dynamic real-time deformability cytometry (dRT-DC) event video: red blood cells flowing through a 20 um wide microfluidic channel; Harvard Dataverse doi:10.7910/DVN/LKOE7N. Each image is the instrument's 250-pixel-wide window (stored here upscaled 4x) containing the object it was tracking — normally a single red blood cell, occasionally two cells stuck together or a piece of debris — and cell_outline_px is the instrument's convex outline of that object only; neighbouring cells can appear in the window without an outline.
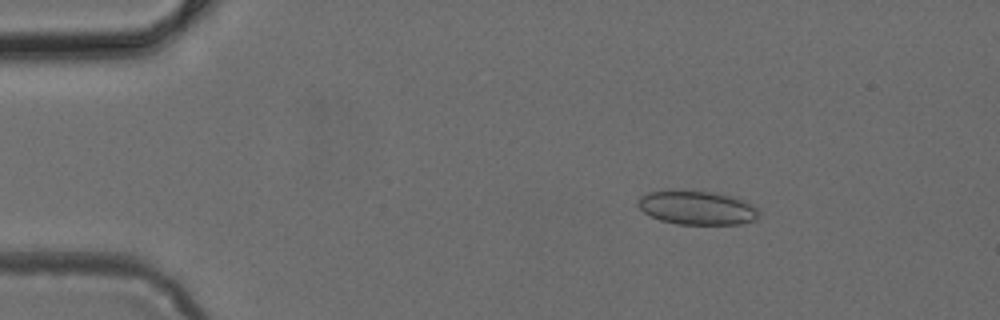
{"species": "common noctule bat (a hibernating species)", "species_latin": "Nyctalus noctula", "temperature_condition": "cold", "stored_images_in_passage": 48, "camera_frame_rate_fps": 3000, "um_per_image_px": 0.085, "animal": {"sex": "female", "body_mass_g": 24.6, "forearm_length_mm": 56.2}, "frame": {"image": 1, "passage_image": 7, "time_ms": 2.0, "image_size_px": [1000, 320], "cell_outline_px": [[760, 216], [756, 220], [740, 224], [676, 224], [660, 220], [644, 212], [636, 204], [636, 200], [640, 196], [648, 192], [668, 188], [680, 188], [712, 192], [736, 196], [752, 204], [760, 212]], "centroid_in_image_um": [59.22, 17.61], "position_along_channel_um": 25.8, "area_um2": 24.8}}
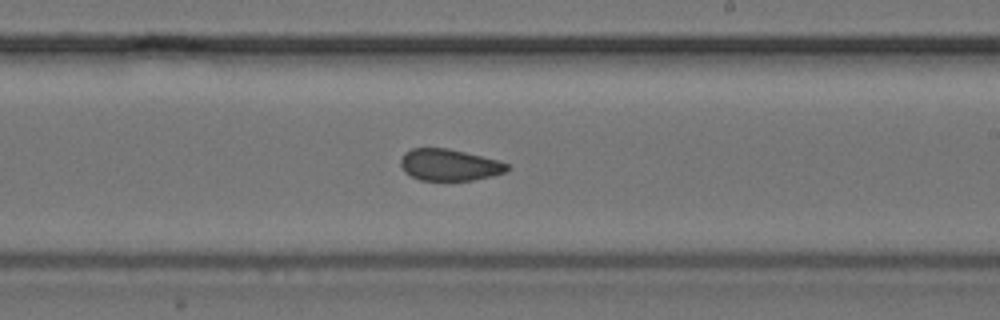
{"frame": {"image": 2, "passage_image": 28, "time_ms": 9.0, "image_size_px": [1000, 320], "cell_outline_px": [[512, 168], [504, 172], [492, 176], [472, 180], [420, 180], [404, 172], [400, 164], [400, 160], [404, 152], [412, 148], [448, 148], [500, 160], [508, 164]], "centroid_in_image_um": [38.2, 14.01], "position_along_channel_um": 250.8, "area_um2": 19.77}}
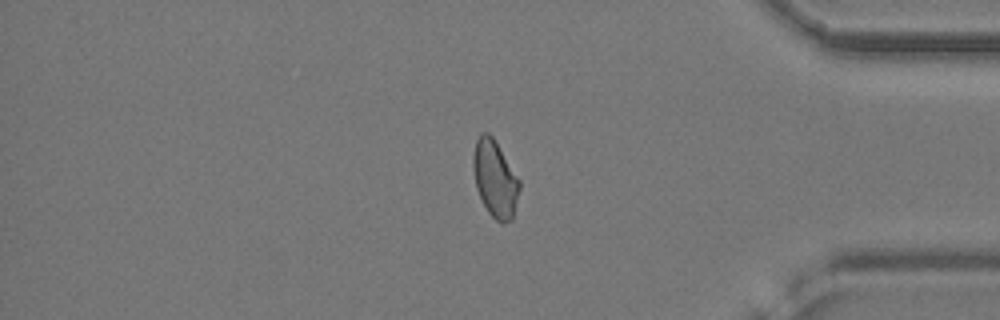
{"frame": {"image": 3, "passage_image": 40, "time_ms": 13.0, "image_size_px": [1000, 320], "cell_outline_px": [[520, 188], [512, 220], [504, 224], [500, 224], [488, 212], [476, 188], [472, 168], [472, 156], [476, 140], [480, 132], [488, 132], [492, 136], [520, 180]], "centroid_in_image_um": [42.06, 15.2], "position_along_channel_um": 393.1, "area_um2": 20.81}}